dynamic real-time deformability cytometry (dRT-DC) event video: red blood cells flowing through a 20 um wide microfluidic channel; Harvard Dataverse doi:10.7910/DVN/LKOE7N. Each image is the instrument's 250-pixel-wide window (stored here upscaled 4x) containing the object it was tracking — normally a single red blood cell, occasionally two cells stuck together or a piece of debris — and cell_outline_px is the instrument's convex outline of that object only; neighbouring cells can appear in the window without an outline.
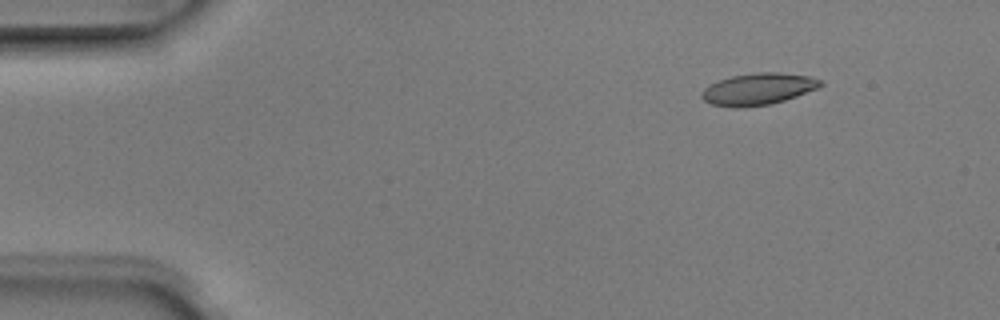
{"species": "Egyptian fruit bat (a non-hibernating species)", "species_latin": "Rousettus aegyptiacus", "temperature_condition": "room temperature", "stored_images_in_passage": 6, "camera_frame_rate_fps": 3000, "um_per_image_px": 0.085, "animal": {"sex": "male"}, "frame": {"image": 1, "passage_image": 2, "time_ms": 0.333, "image_size_px": [1000, 320], "cell_outline_px": [[824, 84], [820, 88], [784, 100], [768, 104], [736, 108], [732, 108], [712, 104], [704, 100], [700, 96], [700, 92], [704, 88], [720, 80], [732, 76], [756, 72], [780, 72], [808, 76], [820, 80]], "centroid_in_image_um": [64.45, 7.56], "position_along_channel_um": 20.6, "area_um2": 21.91}}
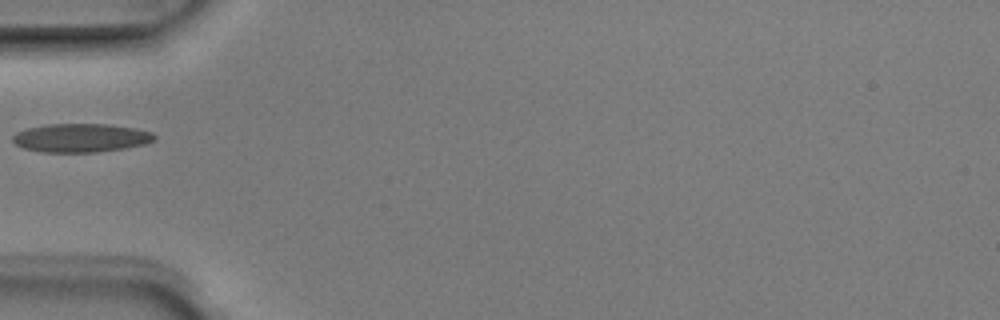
{"frame": {"image": 2, "passage_image": 5, "time_ms": 1.333, "image_size_px": [1000, 320], "cell_outline_px": [[156, 140], [144, 144], [124, 148], [96, 152], [44, 152], [24, 148], [16, 144], [12, 140], [12, 136], [16, 132], [28, 128], [48, 124], [104, 124], [136, 128], [152, 132], [156, 136]], "centroid_in_image_um": [6.88, 11.71], "position_along_channel_um": 78.1, "area_um2": 23.52}}
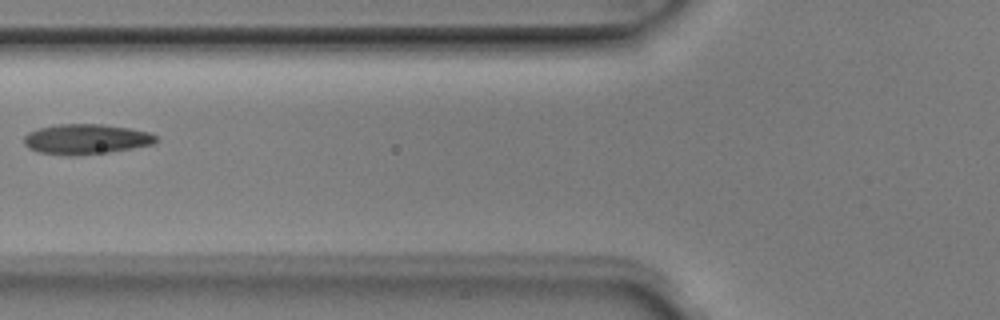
{"frame": {"image": 3, "passage_image": 6, "time_ms": 1.667, "image_size_px": [1000, 320], "cell_outline_px": [[156, 140], [152, 144], [132, 148], [108, 152], [72, 156], [68, 156], [40, 152], [28, 148], [24, 144], [24, 136], [28, 132], [40, 128], [56, 124], [104, 124], [128, 128], [148, 132], [156, 136]], "centroid_in_image_um": [7.27, 11.82], "position_along_channel_um": 118.5, "area_um2": 23.06}}